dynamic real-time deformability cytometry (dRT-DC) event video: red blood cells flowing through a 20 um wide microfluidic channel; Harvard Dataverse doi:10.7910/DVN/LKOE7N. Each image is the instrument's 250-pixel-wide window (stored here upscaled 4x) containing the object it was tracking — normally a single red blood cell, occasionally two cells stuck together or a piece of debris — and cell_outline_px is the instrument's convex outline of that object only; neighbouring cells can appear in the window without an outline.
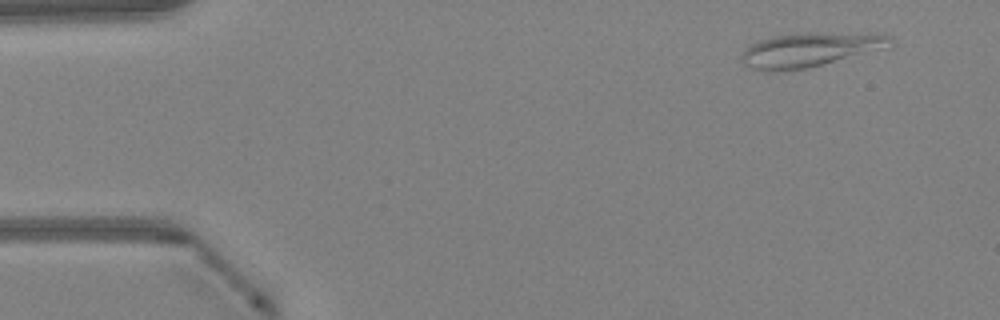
{"species": "Egyptian fruit bat (a non-hibernating species)", "species_latin": "Rousettus aegyptiacus", "temperature_condition": "warm", "stored_images_in_passage": 47, "camera_frame_rate_fps": 3000, "um_per_image_px": 0.085, "animal": {"sex": "female"}, "frame": {"image": 1, "passage_image": 4, "time_ms": 1.0, "image_size_px": [1000, 320], "cell_outline_px": [[892, 48], [804, 68], [752, 68], [744, 64], [740, 60], [740, 56], [752, 44], [760, 40], [772, 36], [804, 32], [888, 36]], "centroid_in_image_um": [68.87, 4.2], "position_along_channel_um": 16.1, "area_um2": 28.26}}
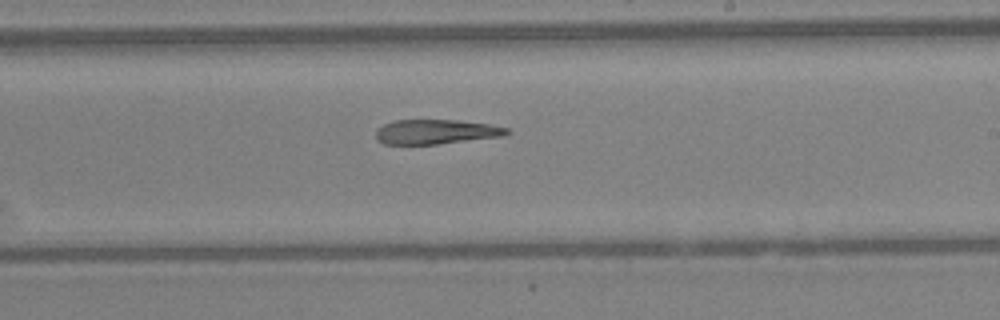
{"frame": {"image": 2, "passage_image": 28, "time_ms": 9.0, "image_size_px": [1000, 320], "cell_outline_px": [[512, 132], [504, 136], [436, 144], [384, 144], [376, 140], [376, 128], [384, 124], [396, 120], [456, 120], [488, 124], [508, 128]], "centroid_in_image_um": [37.05, 11.2], "position_along_channel_um": 252.0, "area_um2": 18.79}}
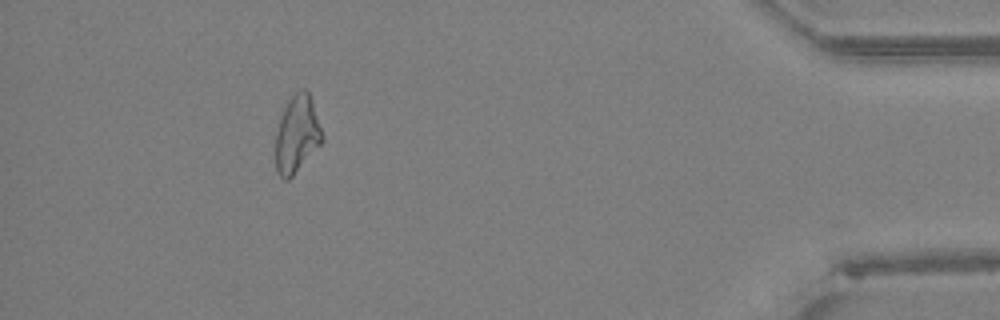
{"frame": {"image": 3, "passage_image": 43, "time_ms": 14.0, "image_size_px": [1000, 320], "cell_outline_px": [[324, 140], [292, 176], [288, 180], [284, 180], [276, 172], [276, 132], [280, 116], [288, 100], [300, 88], [304, 88], [308, 92], [324, 136]], "centroid_in_image_um": [25.23, 11.41], "position_along_channel_um": 410.0, "area_um2": 20.75}}